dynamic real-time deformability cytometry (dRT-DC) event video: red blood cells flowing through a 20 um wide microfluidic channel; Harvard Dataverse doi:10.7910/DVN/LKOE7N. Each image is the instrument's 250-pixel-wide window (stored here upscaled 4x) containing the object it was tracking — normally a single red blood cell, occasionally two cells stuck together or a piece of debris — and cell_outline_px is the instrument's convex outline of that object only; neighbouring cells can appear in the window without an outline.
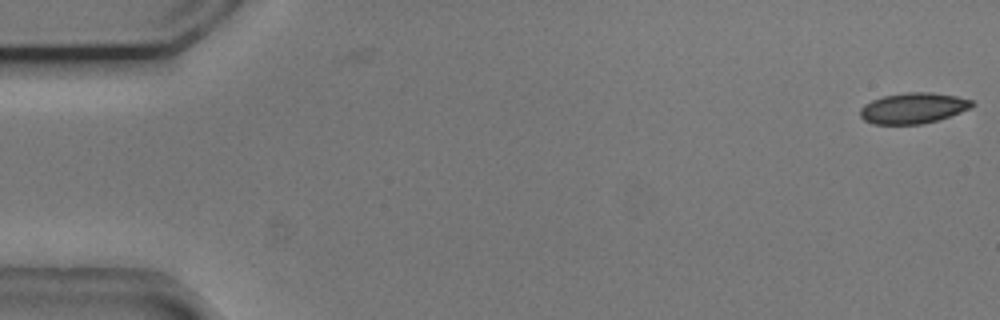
{"species": "common noctule bat (a hibernating species)", "species_latin": "Nyctalus noctula", "temperature_condition": "cold", "stored_images_in_passage": 2, "camera_frame_rate_fps": 3000, "um_per_image_px": 0.085, "animal": {"sex": "male", "body_mass_g": 20.5, "forearm_length_mm": 52.5}, "frame": {"image": 1, "passage_image": 2, "time_ms": 0.333, "image_size_px": [1000, 320], "cell_outline_px": [[976, 104], [960, 112], [940, 120], [920, 124], [872, 124], [864, 120], [860, 116], [860, 108], [864, 104], [872, 100], [884, 96], [908, 92], [932, 92], [956, 96], [972, 100]], "centroid_in_image_um": [77.61, 9.19], "position_along_channel_um": 7.4, "area_um2": 20.06}}